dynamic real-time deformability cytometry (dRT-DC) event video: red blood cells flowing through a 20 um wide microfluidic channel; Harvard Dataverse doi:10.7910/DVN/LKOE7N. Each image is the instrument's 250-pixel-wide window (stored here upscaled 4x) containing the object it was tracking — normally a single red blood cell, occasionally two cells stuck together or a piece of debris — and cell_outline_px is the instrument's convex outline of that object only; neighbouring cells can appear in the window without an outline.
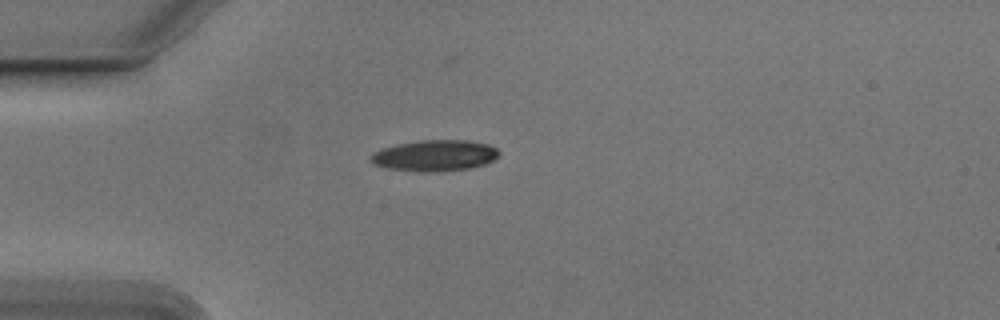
{"species": "Egyptian fruit bat (a non-hibernating species)", "species_latin": "Rousettus aegyptiacus", "temperature_condition": "cold", "stored_images_in_passage": 25, "camera_frame_rate_fps": 3000, "um_per_image_px": 0.085, "animal": {"sex": "male"}, "frame": {"image": 1, "passage_image": 1, "time_ms": 0.0, "image_size_px": [1000, 320], "cell_outline_px": [[500, 152], [492, 160], [484, 164], [468, 168], [436, 172], [416, 172], [388, 168], [372, 164], [368, 160], [376, 152], [384, 148], [400, 144], [420, 140], [468, 140], [488, 144], [496, 148]], "centroid_in_image_um": [36.95, 13.23], "position_along_channel_um": 48.1, "area_um2": 23.06}}
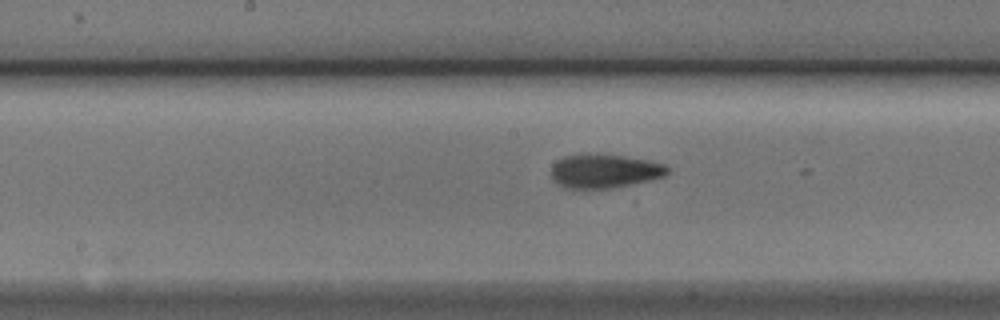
{"frame": {"image": 2, "passage_image": 14, "time_ms": 4.333, "image_size_px": [1000, 320], "cell_outline_px": [[668, 172], [664, 176], [632, 184], [612, 188], [564, 188], [556, 184], [552, 180], [552, 164], [556, 160], [564, 156], [580, 152], [584, 152], [624, 156], [648, 160], [664, 164], [668, 168]], "centroid_in_image_um": [51.31, 14.52], "position_along_channel_um": 196.9, "area_um2": 23.29}}
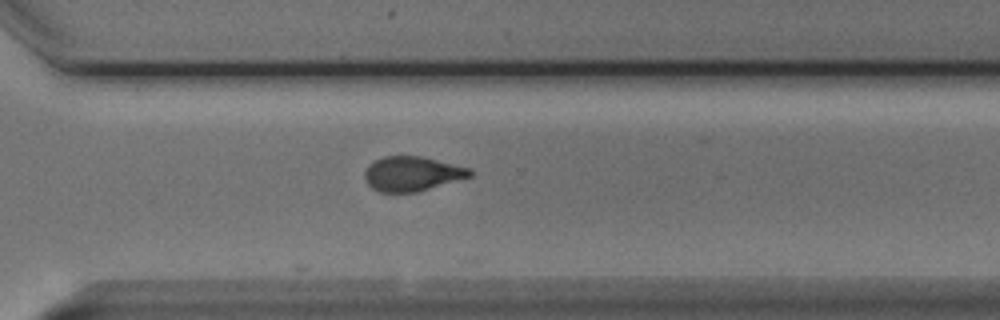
{"frame": {"image": 3, "passage_image": 25, "time_ms": 8.0, "image_size_px": [1000, 320], "cell_outline_px": [[472, 176], [416, 192], [380, 192], [372, 188], [364, 180], [364, 172], [376, 160], [384, 156], [416, 156], [436, 160], [472, 168]], "centroid_in_image_um": [35.03, 14.78], "position_along_channel_um": 335.6, "area_um2": 20.92}}